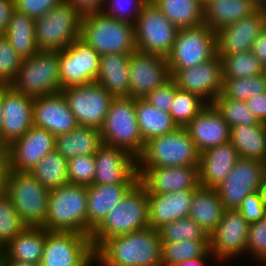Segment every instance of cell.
<instances>
[{"instance_id": "11", "label": "cell", "mask_w": 266, "mask_h": 266, "mask_svg": "<svg viewBox=\"0 0 266 266\" xmlns=\"http://www.w3.org/2000/svg\"><path fill=\"white\" fill-rule=\"evenodd\" d=\"M95 250L88 235L48 232L39 266H92Z\"/></svg>"}, {"instance_id": "14", "label": "cell", "mask_w": 266, "mask_h": 266, "mask_svg": "<svg viewBox=\"0 0 266 266\" xmlns=\"http://www.w3.org/2000/svg\"><path fill=\"white\" fill-rule=\"evenodd\" d=\"M100 55L82 39L59 51L60 91L96 82Z\"/></svg>"}, {"instance_id": "41", "label": "cell", "mask_w": 266, "mask_h": 266, "mask_svg": "<svg viewBox=\"0 0 266 266\" xmlns=\"http://www.w3.org/2000/svg\"><path fill=\"white\" fill-rule=\"evenodd\" d=\"M208 104L198 95L176 88L169 114L178 127L187 124Z\"/></svg>"}, {"instance_id": "32", "label": "cell", "mask_w": 266, "mask_h": 266, "mask_svg": "<svg viewBox=\"0 0 266 266\" xmlns=\"http://www.w3.org/2000/svg\"><path fill=\"white\" fill-rule=\"evenodd\" d=\"M225 210L215 188L199 186L191 200L188 217L210 235L220 223Z\"/></svg>"}, {"instance_id": "26", "label": "cell", "mask_w": 266, "mask_h": 266, "mask_svg": "<svg viewBox=\"0 0 266 266\" xmlns=\"http://www.w3.org/2000/svg\"><path fill=\"white\" fill-rule=\"evenodd\" d=\"M195 190L147 194L149 201V226L158 230L164 224L187 218Z\"/></svg>"}, {"instance_id": "60", "label": "cell", "mask_w": 266, "mask_h": 266, "mask_svg": "<svg viewBox=\"0 0 266 266\" xmlns=\"http://www.w3.org/2000/svg\"><path fill=\"white\" fill-rule=\"evenodd\" d=\"M258 193L260 195V199H261L263 205L266 208V177L262 180V182L258 188Z\"/></svg>"}, {"instance_id": "28", "label": "cell", "mask_w": 266, "mask_h": 266, "mask_svg": "<svg viewBox=\"0 0 266 266\" xmlns=\"http://www.w3.org/2000/svg\"><path fill=\"white\" fill-rule=\"evenodd\" d=\"M135 184H92L87 187V235L102 223Z\"/></svg>"}, {"instance_id": "46", "label": "cell", "mask_w": 266, "mask_h": 266, "mask_svg": "<svg viewBox=\"0 0 266 266\" xmlns=\"http://www.w3.org/2000/svg\"><path fill=\"white\" fill-rule=\"evenodd\" d=\"M95 156L79 155L68 159V183L90 186L94 183L95 178Z\"/></svg>"}, {"instance_id": "33", "label": "cell", "mask_w": 266, "mask_h": 266, "mask_svg": "<svg viewBox=\"0 0 266 266\" xmlns=\"http://www.w3.org/2000/svg\"><path fill=\"white\" fill-rule=\"evenodd\" d=\"M100 129L78 126L68 133L55 136V150L65 159L95 154L102 145Z\"/></svg>"}, {"instance_id": "1", "label": "cell", "mask_w": 266, "mask_h": 266, "mask_svg": "<svg viewBox=\"0 0 266 266\" xmlns=\"http://www.w3.org/2000/svg\"><path fill=\"white\" fill-rule=\"evenodd\" d=\"M158 230L147 227L107 239L96 251L100 266H162Z\"/></svg>"}, {"instance_id": "34", "label": "cell", "mask_w": 266, "mask_h": 266, "mask_svg": "<svg viewBox=\"0 0 266 266\" xmlns=\"http://www.w3.org/2000/svg\"><path fill=\"white\" fill-rule=\"evenodd\" d=\"M230 142L236 148L239 158L266 163V123L230 128Z\"/></svg>"}, {"instance_id": "15", "label": "cell", "mask_w": 266, "mask_h": 266, "mask_svg": "<svg viewBox=\"0 0 266 266\" xmlns=\"http://www.w3.org/2000/svg\"><path fill=\"white\" fill-rule=\"evenodd\" d=\"M265 177V162L239 158L230 174L215 190L225 209L237 210L246 196L258 191Z\"/></svg>"}, {"instance_id": "63", "label": "cell", "mask_w": 266, "mask_h": 266, "mask_svg": "<svg viewBox=\"0 0 266 266\" xmlns=\"http://www.w3.org/2000/svg\"><path fill=\"white\" fill-rule=\"evenodd\" d=\"M201 2V4L204 6L205 4H207L209 1H212V0H199Z\"/></svg>"}, {"instance_id": "27", "label": "cell", "mask_w": 266, "mask_h": 266, "mask_svg": "<svg viewBox=\"0 0 266 266\" xmlns=\"http://www.w3.org/2000/svg\"><path fill=\"white\" fill-rule=\"evenodd\" d=\"M238 159L237 150L231 142L201 153L198 165L200 186L217 187L230 174Z\"/></svg>"}, {"instance_id": "50", "label": "cell", "mask_w": 266, "mask_h": 266, "mask_svg": "<svg viewBox=\"0 0 266 266\" xmlns=\"http://www.w3.org/2000/svg\"><path fill=\"white\" fill-rule=\"evenodd\" d=\"M177 86L172 78L149 93L144 99L152 106L170 112Z\"/></svg>"}, {"instance_id": "45", "label": "cell", "mask_w": 266, "mask_h": 266, "mask_svg": "<svg viewBox=\"0 0 266 266\" xmlns=\"http://www.w3.org/2000/svg\"><path fill=\"white\" fill-rule=\"evenodd\" d=\"M27 227L10 198L5 193L0 195V250Z\"/></svg>"}, {"instance_id": "48", "label": "cell", "mask_w": 266, "mask_h": 266, "mask_svg": "<svg viewBox=\"0 0 266 266\" xmlns=\"http://www.w3.org/2000/svg\"><path fill=\"white\" fill-rule=\"evenodd\" d=\"M23 60L4 34H0V85H9L16 78Z\"/></svg>"}, {"instance_id": "18", "label": "cell", "mask_w": 266, "mask_h": 266, "mask_svg": "<svg viewBox=\"0 0 266 266\" xmlns=\"http://www.w3.org/2000/svg\"><path fill=\"white\" fill-rule=\"evenodd\" d=\"M248 228L249 223L238 210L226 209L220 223L209 235L212 258L224 262L245 254Z\"/></svg>"}, {"instance_id": "3", "label": "cell", "mask_w": 266, "mask_h": 266, "mask_svg": "<svg viewBox=\"0 0 266 266\" xmlns=\"http://www.w3.org/2000/svg\"><path fill=\"white\" fill-rule=\"evenodd\" d=\"M80 39L99 55H131L137 50L134 25L118 21L102 12L82 16Z\"/></svg>"}, {"instance_id": "10", "label": "cell", "mask_w": 266, "mask_h": 266, "mask_svg": "<svg viewBox=\"0 0 266 266\" xmlns=\"http://www.w3.org/2000/svg\"><path fill=\"white\" fill-rule=\"evenodd\" d=\"M178 31L179 29L150 0L134 24L136 49L167 58Z\"/></svg>"}, {"instance_id": "13", "label": "cell", "mask_w": 266, "mask_h": 266, "mask_svg": "<svg viewBox=\"0 0 266 266\" xmlns=\"http://www.w3.org/2000/svg\"><path fill=\"white\" fill-rule=\"evenodd\" d=\"M79 126L100 129L114 98L98 82L68 87L60 91Z\"/></svg>"}, {"instance_id": "52", "label": "cell", "mask_w": 266, "mask_h": 266, "mask_svg": "<svg viewBox=\"0 0 266 266\" xmlns=\"http://www.w3.org/2000/svg\"><path fill=\"white\" fill-rule=\"evenodd\" d=\"M18 11L36 20L48 13L53 7L63 0H14Z\"/></svg>"}, {"instance_id": "4", "label": "cell", "mask_w": 266, "mask_h": 266, "mask_svg": "<svg viewBox=\"0 0 266 266\" xmlns=\"http://www.w3.org/2000/svg\"><path fill=\"white\" fill-rule=\"evenodd\" d=\"M87 187L66 184L50 190L48 212L42 226L48 232L87 235Z\"/></svg>"}, {"instance_id": "5", "label": "cell", "mask_w": 266, "mask_h": 266, "mask_svg": "<svg viewBox=\"0 0 266 266\" xmlns=\"http://www.w3.org/2000/svg\"><path fill=\"white\" fill-rule=\"evenodd\" d=\"M200 153L188 131L178 127L173 132L145 143L137 158V168L198 166Z\"/></svg>"}, {"instance_id": "25", "label": "cell", "mask_w": 266, "mask_h": 266, "mask_svg": "<svg viewBox=\"0 0 266 266\" xmlns=\"http://www.w3.org/2000/svg\"><path fill=\"white\" fill-rule=\"evenodd\" d=\"M185 129L200 154L230 142V127L212 104L203 108Z\"/></svg>"}, {"instance_id": "55", "label": "cell", "mask_w": 266, "mask_h": 266, "mask_svg": "<svg viewBox=\"0 0 266 266\" xmlns=\"http://www.w3.org/2000/svg\"><path fill=\"white\" fill-rule=\"evenodd\" d=\"M16 10L14 0H0V34H3Z\"/></svg>"}, {"instance_id": "44", "label": "cell", "mask_w": 266, "mask_h": 266, "mask_svg": "<svg viewBox=\"0 0 266 266\" xmlns=\"http://www.w3.org/2000/svg\"><path fill=\"white\" fill-rule=\"evenodd\" d=\"M266 93V72L238 79H224L222 94L229 99L246 101L252 96Z\"/></svg>"}, {"instance_id": "31", "label": "cell", "mask_w": 266, "mask_h": 266, "mask_svg": "<svg viewBox=\"0 0 266 266\" xmlns=\"http://www.w3.org/2000/svg\"><path fill=\"white\" fill-rule=\"evenodd\" d=\"M129 59L127 54L100 55L96 82L113 97H129Z\"/></svg>"}, {"instance_id": "56", "label": "cell", "mask_w": 266, "mask_h": 266, "mask_svg": "<svg viewBox=\"0 0 266 266\" xmlns=\"http://www.w3.org/2000/svg\"><path fill=\"white\" fill-rule=\"evenodd\" d=\"M251 52L259 59L266 70V26L254 41Z\"/></svg>"}, {"instance_id": "24", "label": "cell", "mask_w": 266, "mask_h": 266, "mask_svg": "<svg viewBox=\"0 0 266 266\" xmlns=\"http://www.w3.org/2000/svg\"><path fill=\"white\" fill-rule=\"evenodd\" d=\"M33 125L45 128L54 136L68 133L79 126L61 92L34 98Z\"/></svg>"}, {"instance_id": "7", "label": "cell", "mask_w": 266, "mask_h": 266, "mask_svg": "<svg viewBox=\"0 0 266 266\" xmlns=\"http://www.w3.org/2000/svg\"><path fill=\"white\" fill-rule=\"evenodd\" d=\"M9 85L31 98L59 93V50H39L24 59Z\"/></svg>"}, {"instance_id": "8", "label": "cell", "mask_w": 266, "mask_h": 266, "mask_svg": "<svg viewBox=\"0 0 266 266\" xmlns=\"http://www.w3.org/2000/svg\"><path fill=\"white\" fill-rule=\"evenodd\" d=\"M49 192L28 172L9 170L7 173L5 194L28 227H42L45 224Z\"/></svg>"}, {"instance_id": "30", "label": "cell", "mask_w": 266, "mask_h": 266, "mask_svg": "<svg viewBox=\"0 0 266 266\" xmlns=\"http://www.w3.org/2000/svg\"><path fill=\"white\" fill-rule=\"evenodd\" d=\"M259 9L253 0H212L204 5V24L217 32Z\"/></svg>"}, {"instance_id": "62", "label": "cell", "mask_w": 266, "mask_h": 266, "mask_svg": "<svg viewBox=\"0 0 266 266\" xmlns=\"http://www.w3.org/2000/svg\"><path fill=\"white\" fill-rule=\"evenodd\" d=\"M2 118H3V109L1 105V85H0V129H1Z\"/></svg>"}, {"instance_id": "51", "label": "cell", "mask_w": 266, "mask_h": 266, "mask_svg": "<svg viewBox=\"0 0 266 266\" xmlns=\"http://www.w3.org/2000/svg\"><path fill=\"white\" fill-rule=\"evenodd\" d=\"M243 218L250 224L261 221L265 217V206L263 205L258 191L249 194L237 209Z\"/></svg>"}, {"instance_id": "35", "label": "cell", "mask_w": 266, "mask_h": 266, "mask_svg": "<svg viewBox=\"0 0 266 266\" xmlns=\"http://www.w3.org/2000/svg\"><path fill=\"white\" fill-rule=\"evenodd\" d=\"M135 112L140 135L145 143L178 128L168 112L152 106L144 98H136Z\"/></svg>"}, {"instance_id": "16", "label": "cell", "mask_w": 266, "mask_h": 266, "mask_svg": "<svg viewBox=\"0 0 266 266\" xmlns=\"http://www.w3.org/2000/svg\"><path fill=\"white\" fill-rule=\"evenodd\" d=\"M169 71L178 88L198 95L207 104H212L222 93L223 64L217 54L197 66Z\"/></svg>"}, {"instance_id": "6", "label": "cell", "mask_w": 266, "mask_h": 266, "mask_svg": "<svg viewBox=\"0 0 266 266\" xmlns=\"http://www.w3.org/2000/svg\"><path fill=\"white\" fill-rule=\"evenodd\" d=\"M135 106L136 99L133 97H114L100 135L103 144L122 148L137 159L145 142L138 128Z\"/></svg>"}, {"instance_id": "58", "label": "cell", "mask_w": 266, "mask_h": 266, "mask_svg": "<svg viewBox=\"0 0 266 266\" xmlns=\"http://www.w3.org/2000/svg\"><path fill=\"white\" fill-rule=\"evenodd\" d=\"M4 266H39L30 262H23L13 259H2Z\"/></svg>"}, {"instance_id": "64", "label": "cell", "mask_w": 266, "mask_h": 266, "mask_svg": "<svg viewBox=\"0 0 266 266\" xmlns=\"http://www.w3.org/2000/svg\"><path fill=\"white\" fill-rule=\"evenodd\" d=\"M265 12V24H266V7L263 8Z\"/></svg>"}, {"instance_id": "20", "label": "cell", "mask_w": 266, "mask_h": 266, "mask_svg": "<svg viewBox=\"0 0 266 266\" xmlns=\"http://www.w3.org/2000/svg\"><path fill=\"white\" fill-rule=\"evenodd\" d=\"M6 149L9 170L30 173L46 154L55 149V136L45 128L33 125Z\"/></svg>"}, {"instance_id": "39", "label": "cell", "mask_w": 266, "mask_h": 266, "mask_svg": "<svg viewBox=\"0 0 266 266\" xmlns=\"http://www.w3.org/2000/svg\"><path fill=\"white\" fill-rule=\"evenodd\" d=\"M213 256L209 240H186L162 243V266H177L186 260Z\"/></svg>"}, {"instance_id": "29", "label": "cell", "mask_w": 266, "mask_h": 266, "mask_svg": "<svg viewBox=\"0 0 266 266\" xmlns=\"http://www.w3.org/2000/svg\"><path fill=\"white\" fill-rule=\"evenodd\" d=\"M47 233L43 227H27L0 250V258L39 265Z\"/></svg>"}, {"instance_id": "53", "label": "cell", "mask_w": 266, "mask_h": 266, "mask_svg": "<svg viewBox=\"0 0 266 266\" xmlns=\"http://www.w3.org/2000/svg\"><path fill=\"white\" fill-rule=\"evenodd\" d=\"M249 110L260 122L266 123V93L252 96L246 101Z\"/></svg>"}, {"instance_id": "23", "label": "cell", "mask_w": 266, "mask_h": 266, "mask_svg": "<svg viewBox=\"0 0 266 266\" xmlns=\"http://www.w3.org/2000/svg\"><path fill=\"white\" fill-rule=\"evenodd\" d=\"M265 26V12L260 8L252 15L219 29L216 32V54L227 56L251 51Z\"/></svg>"}, {"instance_id": "42", "label": "cell", "mask_w": 266, "mask_h": 266, "mask_svg": "<svg viewBox=\"0 0 266 266\" xmlns=\"http://www.w3.org/2000/svg\"><path fill=\"white\" fill-rule=\"evenodd\" d=\"M212 105L224 118L230 128L240 125H257L261 122L249 110L245 101L226 98L222 93Z\"/></svg>"}, {"instance_id": "43", "label": "cell", "mask_w": 266, "mask_h": 266, "mask_svg": "<svg viewBox=\"0 0 266 266\" xmlns=\"http://www.w3.org/2000/svg\"><path fill=\"white\" fill-rule=\"evenodd\" d=\"M162 243L209 240V235L189 217L164 224L158 229Z\"/></svg>"}, {"instance_id": "61", "label": "cell", "mask_w": 266, "mask_h": 266, "mask_svg": "<svg viewBox=\"0 0 266 266\" xmlns=\"http://www.w3.org/2000/svg\"><path fill=\"white\" fill-rule=\"evenodd\" d=\"M259 8H264L266 7V0H253Z\"/></svg>"}, {"instance_id": "2", "label": "cell", "mask_w": 266, "mask_h": 266, "mask_svg": "<svg viewBox=\"0 0 266 266\" xmlns=\"http://www.w3.org/2000/svg\"><path fill=\"white\" fill-rule=\"evenodd\" d=\"M147 227H149V201L146 188L138 181L92 232L91 244L96 251L111 237Z\"/></svg>"}, {"instance_id": "65", "label": "cell", "mask_w": 266, "mask_h": 266, "mask_svg": "<svg viewBox=\"0 0 266 266\" xmlns=\"http://www.w3.org/2000/svg\"><path fill=\"white\" fill-rule=\"evenodd\" d=\"M0 266H4L1 258H0Z\"/></svg>"}, {"instance_id": "12", "label": "cell", "mask_w": 266, "mask_h": 266, "mask_svg": "<svg viewBox=\"0 0 266 266\" xmlns=\"http://www.w3.org/2000/svg\"><path fill=\"white\" fill-rule=\"evenodd\" d=\"M216 54V32L206 24L179 29L167 56L169 69H186L211 59Z\"/></svg>"}, {"instance_id": "59", "label": "cell", "mask_w": 266, "mask_h": 266, "mask_svg": "<svg viewBox=\"0 0 266 266\" xmlns=\"http://www.w3.org/2000/svg\"><path fill=\"white\" fill-rule=\"evenodd\" d=\"M206 258L208 257H199V258L192 259V260H186L177 266H207V265H204V261Z\"/></svg>"}, {"instance_id": "54", "label": "cell", "mask_w": 266, "mask_h": 266, "mask_svg": "<svg viewBox=\"0 0 266 266\" xmlns=\"http://www.w3.org/2000/svg\"><path fill=\"white\" fill-rule=\"evenodd\" d=\"M69 2L82 15L101 12L104 0H65Z\"/></svg>"}, {"instance_id": "22", "label": "cell", "mask_w": 266, "mask_h": 266, "mask_svg": "<svg viewBox=\"0 0 266 266\" xmlns=\"http://www.w3.org/2000/svg\"><path fill=\"white\" fill-rule=\"evenodd\" d=\"M137 171L147 194L196 190L200 186L198 166L137 168Z\"/></svg>"}, {"instance_id": "57", "label": "cell", "mask_w": 266, "mask_h": 266, "mask_svg": "<svg viewBox=\"0 0 266 266\" xmlns=\"http://www.w3.org/2000/svg\"><path fill=\"white\" fill-rule=\"evenodd\" d=\"M9 171L8 153L5 147L0 146V195L5 193L6 177Z\"/></svg>"}, {"instance_id": "37", "label": "cell", "mask_w": 266, "mask_h": 266, "mask_svg": "<svg viewBox=\"0 0 266 266\" xmlns=\"http://www.w3.org/2000/svg\"><path fill=\"white\" fill-rule=\"evenodd\" d=\"M3 34L23 59L39 51L35 38V20L17 9Z\"/></svg>"}, {"instance_id": "49", "label": "cell", "mask_w": 266, "mask_h": 266, "mask_svg": "<svg viewBox=\"0 0 266 266\" xmlns=\"http://www.w3.org/2000/svg\"><path fill=\"white\" fill-rule=\"evenodd\" d=\"M253 254L254 259L266 264V221L249 224L246 253Z\"/></svg>"}, {"instance_id": "17", "label": "cell", "mask_w": 266, "mask_h": 266, "mask_svg": "<svg viewBox=\"0 0 266 266\" xmlns=\"http://www.w3.org/2000/svg\"><path fill=\"white\" fill-rule=\"evenodd\" d=\"M33 100L10 85H1L0 146L6 148L33 126Z\"/></svg>"}, {"instance_id": "19", "label": "cell", "mask_w": 266, "mask_h": 266, "mask_svg": "<svg viewBox=\"0 0 266 266\" xmlns=\"http://www.w3.org/2000/svg\"><path fill=\"white\" fill-rule=\"evenodd\" d=\"M171 78L166 57L134 51L129 59V97L144 98Z\"/></svg>"}, {"instance_id": "36", "label": "cell", "mask_w": 266, "mask_h": 266, "mask_svg": "<svg viewBox=\"0 0 266 266\" xmlns=\"http://www.w3.org/2000/svg\"><path fill=\"white\" fill-rule=\"evenodd\" d=\"M178 29L204 24V6L199 0H151Z\"/></svg>"}, {"instance_id": "9", "label": "cell", "mask_w": 266, "mask_h": 266, "mask_svg": "<svg viewBox=\"0 0 266 266\" xmlns=\"http://www.w3.org/2000/svg\"><path fill=\"white\" fill-rule=\"evenodd\" d=\"M82 14L63 0L35 20V38L39 50H63L80 38Z\"/></svg>"}, {"instance_id": "38", "label": "cell", "mask_w": 266, "mask_h": 266, "mask_svg": "<svg viewBox=\"0 0 266 266\" xmlns=\"http://www.w3.org/2000/svg\"><path fill=\"white\" fill-rule=\"evenodd\" d=\"M30 174L48 190L61 187L68 184V160L54 149L37 163Z\"/></svg>"}, {"instance_id": "21", "label": "cell", "mask_w": 266, "mask_h": 266, "mask_svg": "<svg viewBox=\"0 0 266 266\" xmlns=\"http://www.w3.org/2000/svg\"><path fill=\"white\" fill-rule=\"evenodd\" d=\"M94 156L93 184H136L139 181L137 159L126 150L102 144Z\"/></svg>"}, {"instance_id": "47", "label": "cell", "mask_w": 266, "mask_h": 266, "mask_svg": "<svg viewBox=\"0 0 266 266\" xmlns=\"http://www.w3.org/2000/svg\"><path fill=\"white\" fill-rule=\"evenodd\" d=\"M149 1L150 0H104V6L101 12L118 21L134 25L141 10Z\"/></svg>"}, {"instance_id": "40", "label": "cell", "mask_w": 266, "mask_h": 266, "mask_svg": "<svg viewBox=\"0 0 266 266\" xmlns=\"http://www.w3.org/2000/svg\"><path fill=\"white\" fill-rule=\"evenodd\" d=\"M219 57L222 59L224 79L247 78L266 72L259 59L251 51Z\"/></svg>"}]
</instances>
